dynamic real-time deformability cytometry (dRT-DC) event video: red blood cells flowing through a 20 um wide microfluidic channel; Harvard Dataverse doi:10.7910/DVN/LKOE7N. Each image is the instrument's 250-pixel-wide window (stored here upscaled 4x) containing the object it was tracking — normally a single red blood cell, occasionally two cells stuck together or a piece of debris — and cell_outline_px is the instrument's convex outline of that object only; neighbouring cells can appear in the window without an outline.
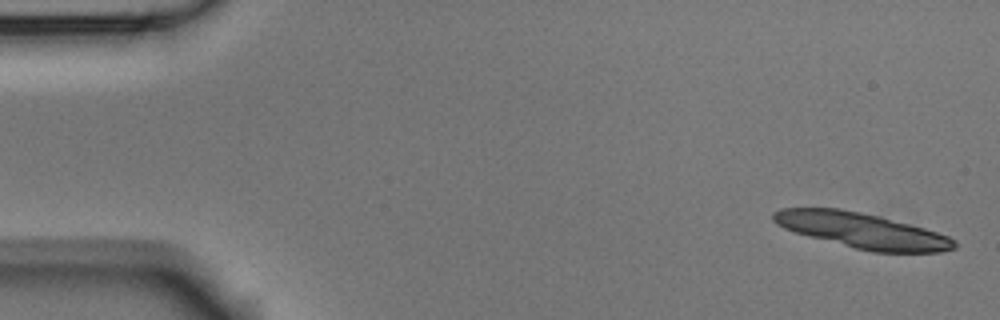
{"species": "Egyptian fruit bat (a non-hibernating species)", "species_latin": "Rousettus aegyptiacus", "temperature_condition": "room temperature", "stored_images_in_passage": 5, "camera_frame_rate_fps": 3000, "um_per_image_px": 0.085, "animal": {"sex": "male"}, "frame": {"image": 1, "passage_image": 1, "time_ms": 0.0, "image_size_px": [1000, 320], "cell_outline_px": [[956, 248], [940, 252], [872, 252], [856, 248], [796, 232], [784, 228], [776, 224], [772, 220], [772, 212], [780, 208], [840, 208], [880, 216], [924, 228], [948, 236], [956, 240]], "centroid_in_image_um": [73.27, 19.58], "position_along_channel_um": 11.7, "area_um2": 36.93}}
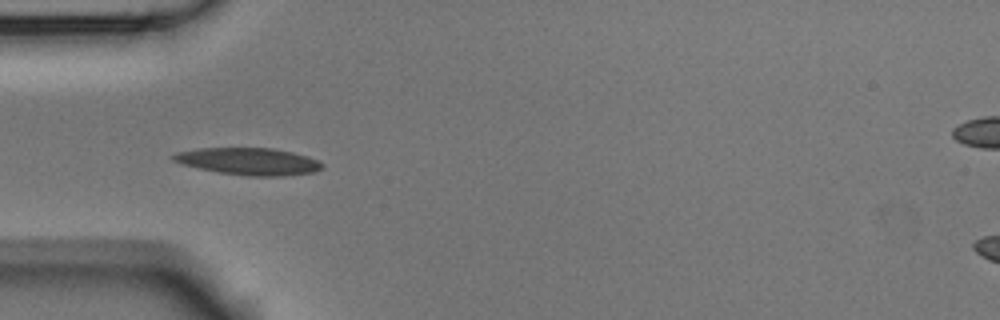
{"frame": {"image": 2, "passage_image": 5, "time_ms": 1.333, "image_size_px": [1000, 320], "cell_outline_px": [[324, 168], [316, 172], [284, 176], [248, 176], [220, 172], [200, 168], [184, 164], [172, 160], [172, 156], [176, 152], [200, 148], [272, 148], [292, 152], [308, 156], [320, 160], [324, 164]], "centroid_in_image_um": [21.23, 13.72], "position_along_channel_um": 63.8, "area_um2": 23.52}}